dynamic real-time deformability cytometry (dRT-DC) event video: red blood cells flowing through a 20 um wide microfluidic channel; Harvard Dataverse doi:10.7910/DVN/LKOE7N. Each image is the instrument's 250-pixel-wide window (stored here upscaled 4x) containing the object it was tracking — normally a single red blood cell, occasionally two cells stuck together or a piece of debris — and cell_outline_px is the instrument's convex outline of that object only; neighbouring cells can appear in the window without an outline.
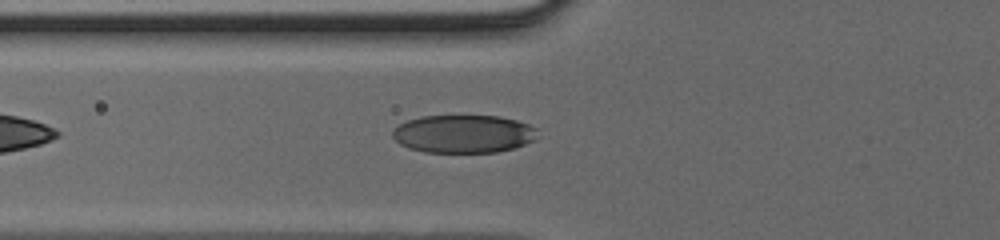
{"species": "human", "species_latin": "Homo sapiens", "temperature_condition": "cold", "stored_images_in_passage": 30, "camera_frame_rate_fps": 3000, "um_per_image_px": 0.085, "donor": {"sex": "male"}, "frame": {"image": 1, "passage_image": 2, "time_ms": 0.333, "image_size_px": [1000, 240], "cell_outline_px": [[540, 136], [536, 140], [512, 148], [496, 152], [424, 152], [408, 148], [400, 144], [392, 136], [392, 128], [408, 120], [420, 116], [500, 116], [516, 120], [528, 124], [536, 128]], "centroid_in_image_um": [39.4, 11.38], "position_along_channel_um": 86.4, "area_um2": 32.31}}
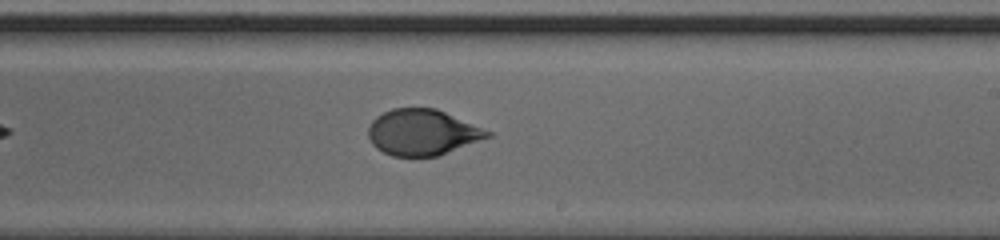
{"frame": {"image": 2, "passage_image": 13, "time_ms": 4.0, "image_size_px": [1000, 240], "cell_outline_px": [[492, 136], [440, 156], [392, 156], [376, 148], [372, 144], [368, 136], [368, 128], [372, 120], [376, 116], [392, 108], [436, 108], [492, 132]], "centroid_in_image_um": [35.9, 11.25], "position_along_channel_um": 253.1, "area_um2": 31.96}}
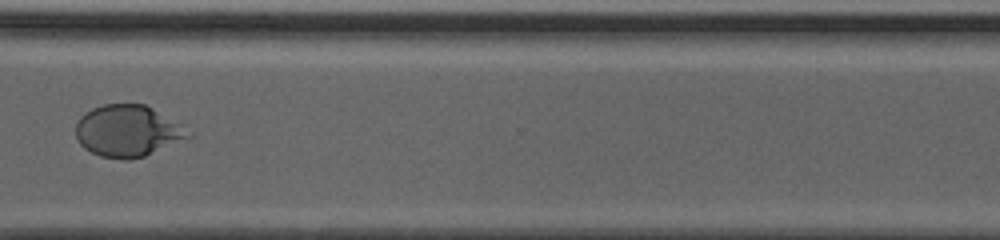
{"frame": {"image": 3, "passage_image": 20, "time_ms": 6.333, "image_size_px": [1000, 240], "cell_outline_px": [[192, 136], [144, 156], [128, 160], [124, 160], [100, 156], [84, 148], [80, 144], [76, 136], [76, 124], [80, 116], [84, 112], [92, 108], [104, 104], [144, 104], [184, 124], [192, 132]], "centroid_in_image_um": [10.87, 11.12], "position_along_channel_um": 359.7, "area_um2": 34.04}}